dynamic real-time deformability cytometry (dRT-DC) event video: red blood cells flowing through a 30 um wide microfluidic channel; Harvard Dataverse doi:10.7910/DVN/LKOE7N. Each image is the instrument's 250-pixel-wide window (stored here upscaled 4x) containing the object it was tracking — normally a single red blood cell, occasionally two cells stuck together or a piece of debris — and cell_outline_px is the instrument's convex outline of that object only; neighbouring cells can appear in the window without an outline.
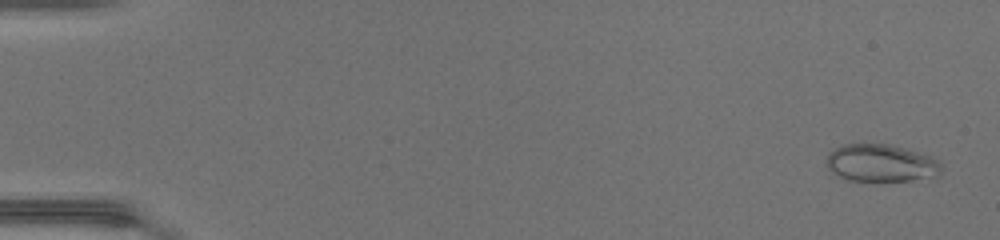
{"species": "common noctule bat (a hibernating species)", "species_latin": "Nyctalus noctula", "temperature_condition": "warm", "stored_images_in_passage": 48, "camera_frame_rate_fps": 3000, "um_per_image_px": 0.085, "animal": {"sex": "female", "body_mass_g": 17.0, "forearm_length_mm": 48.0}, "frame": {"image": 1, "passage_image": 2, "time_ms": 0.333, "image_size_px": [1000, 240], "cell_outline_px": [[940, 176], [912, 180], [848, 180], [832, 172], [824, 164], [824, 160], [828, 152], [840, 144], [892, 144], [940, 160]], "centroid_in_image_um": [74.83, 13.85], "position_along_channel_um": 10.2, "area_um2": 25.14}}
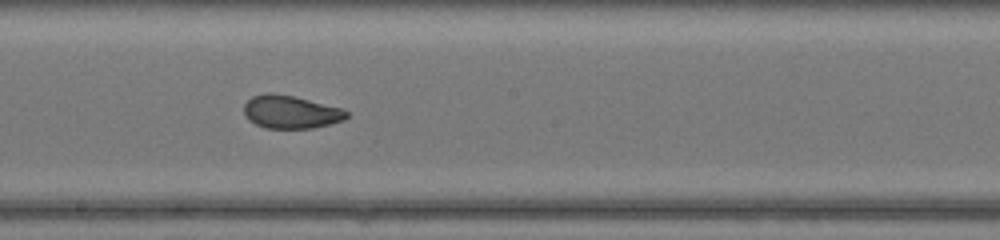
{"frame": {"image": 2, "passage_image": 28, "time_ms": 9.0, "image_size_px": [1000, 240], "cell_outline_px": [[348, 116], [344, 120], [312, 128], [264, 128], [248, 120], [244, 112], [244, 104], [252, 96], [268, 92], [292, 96], [340, 108], [348, 112]], "centroid_in_image_um": [24.67, 9.52], "position_along_channel_um": 223.5, "area_um2": 19.48}}
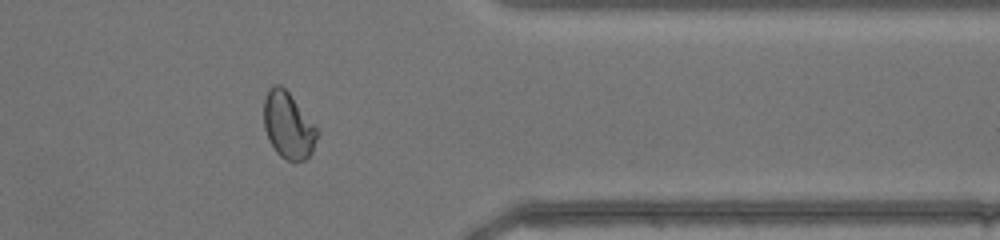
{"frame": {"image": 3, "passage_image": 40, "time_ms": 13.0, "image_size_px": [1000, 240], "cell_outline_px": [[320, 132], [312, 152], [304, 160], [288, 160], [280, 156], [276, 152], [264, 128], [264, 100], [268, 88], [272, 84], [280, 84], [288, 92]], "centroid_in_image_um": [24.5, 10.64], "position_along_channel_um": 386.9, "area_um2": 20.4}, "authors_computed_cell_mechanics": {"area_um2": 22.0218, "velocity_mm_per_s": 4.3678, "shape_relaxation_time_tau1_ms": null, "shape_relaxation_time_tau2_ms": 0.7606, "deformation_change_tau1": null, "deformation_change_tau2": 0.0579}}